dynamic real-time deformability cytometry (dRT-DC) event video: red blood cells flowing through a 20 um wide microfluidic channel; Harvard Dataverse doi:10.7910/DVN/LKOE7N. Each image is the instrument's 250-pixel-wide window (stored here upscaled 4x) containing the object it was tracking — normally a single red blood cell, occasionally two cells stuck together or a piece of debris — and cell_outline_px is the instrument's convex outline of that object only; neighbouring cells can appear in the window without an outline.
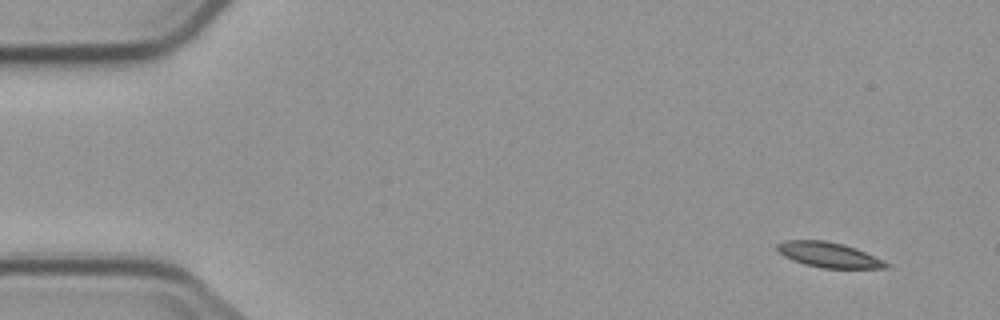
{"species": "common noctule bat (a hibernating species)", "species_latin": "Nyctalus noctula", "temperature_condition": "cold", "stored_images_in_passage": 6, "camera_frame_rate_fps": 3000, "um_per_image_px": 0.085, "animal": {"sex": "male", "body_mass_g": 23.1, "forearm_length_mm": 52.7}, "frame": {"image": 1, "passage_image": 2, "time_ms": 1.0, "image_size_px": [1000, 320], "cell_outline_px": [[892, 264], [888, 268], [820, 268], [804, 264], [792, 260], [784, 256], [776, 248], [776, 244], [784, 240], [824, 240], [844, 244], [856, 248]], "centroid_in_image_um": [70.45, 21.66], "position_along_channel_um": 14.6, "area_um2": 16.07}}